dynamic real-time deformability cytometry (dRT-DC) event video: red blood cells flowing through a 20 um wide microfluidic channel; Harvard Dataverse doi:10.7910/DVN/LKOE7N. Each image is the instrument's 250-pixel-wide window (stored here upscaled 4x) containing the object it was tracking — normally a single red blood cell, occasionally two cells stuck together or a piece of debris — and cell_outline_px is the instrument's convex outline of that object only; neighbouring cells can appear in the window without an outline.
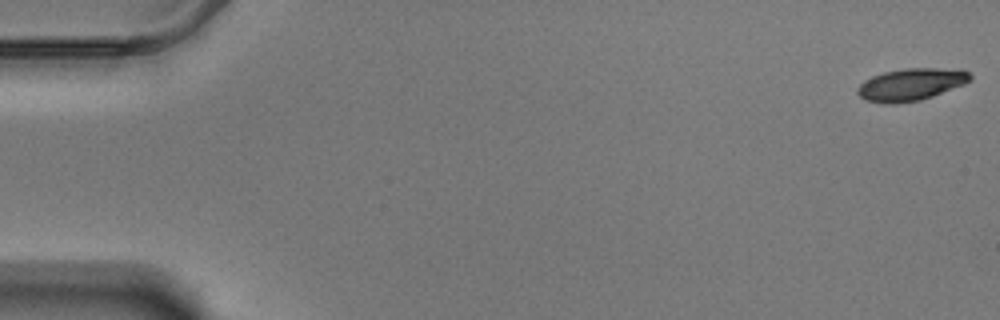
{"species": "Egyptian fruit bat (a non-hibernating species)", "species_latin": "Rousettus aegyptiacus", "temperature_condition": "warm", "stored_images_in_passage": 17, "camera_frame_rate_fps": 3000, "um_per_image_px": 0.085, "animal": {"sex": "male"}, "frame": {"image": 1, "passage_image": 1, "time_ms": 0.0, "image_size_px": [1000, 320], "cell_outline_px": [[972, 80], [964, 84], [932, 96], [920, 100], [896, 104], [884, 104], [864, 100], [856, 92], [856, 88], [864, 80], [872, 76], [884, 72], [904, 68], [960, 68], [968, 72], [972, 76]], "centroid_in_image_um": [77.42, 7.17], "position_along_channel_um": 7.6, "area_um2": 21.44}}